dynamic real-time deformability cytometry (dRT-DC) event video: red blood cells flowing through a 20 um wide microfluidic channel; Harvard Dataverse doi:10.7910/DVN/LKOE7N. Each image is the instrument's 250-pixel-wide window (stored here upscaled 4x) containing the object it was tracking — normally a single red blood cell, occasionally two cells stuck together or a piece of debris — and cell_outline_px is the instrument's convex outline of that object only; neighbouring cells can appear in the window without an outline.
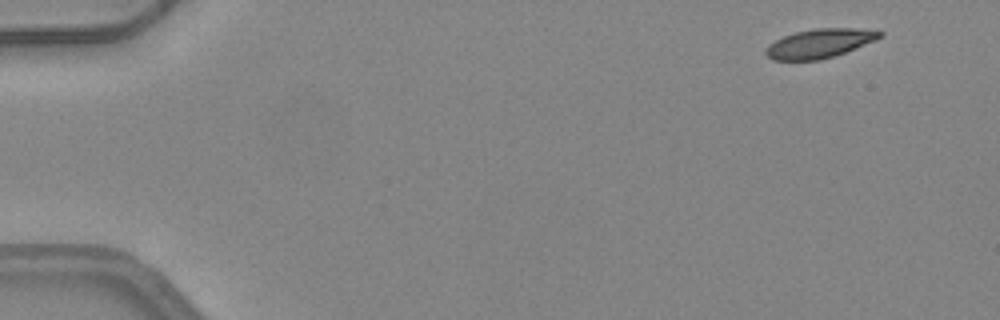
{"species": "common noctule bat (a hibernating species)", "species_latin": "Nyctalus noctula", "temperature_condition": "warm", "stored_images_in_passage": 47, "camera_frame_rate_fps": 3000, "um_per_image_px": 0.085, "animal": {"sex": "female", "body_mass_g": 24.6, "forearm_length_mm": 56.2}, "frame": {"image": 1, "passage_image": 1, "time_ms": 0.0, "image_size_px": [1000, 320], "cell_outline_px": [[884, 36], [876, 40], [844, 52], [820, 60], [772, 60], [764, 52], [768, 44], [784, 36], [796, 32], [816, 28], [852, 28], [884, 32]], "centroid_in_image_um": [69.65, 3.69], "position_along_channel_um": 15.4, "area_um2": 19.07}}
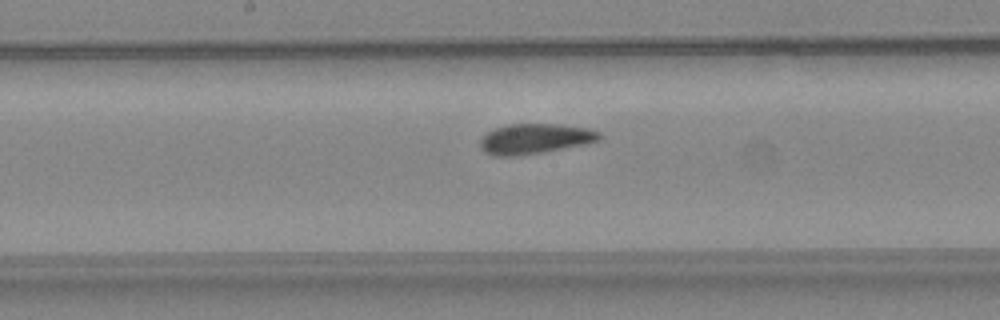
{"frame": {"image": 2, "passage_image": 24, "time_ms": 7.667, "image_size_px": [1000, 320], "cell_outline_px": [[604, 136], [600, 140], [584, 144], [544, 152], [516, 156], [492, 156], [484, 152], [480, 148], [480, 140], [488, 132], [496, 128], [508, 124], [560, 124], [588, 128], [600, 132]], "centroid_in_image_um": [45.48, 11.8], "position_along_channel_um": 202.7, "area_um2": 21.1}}
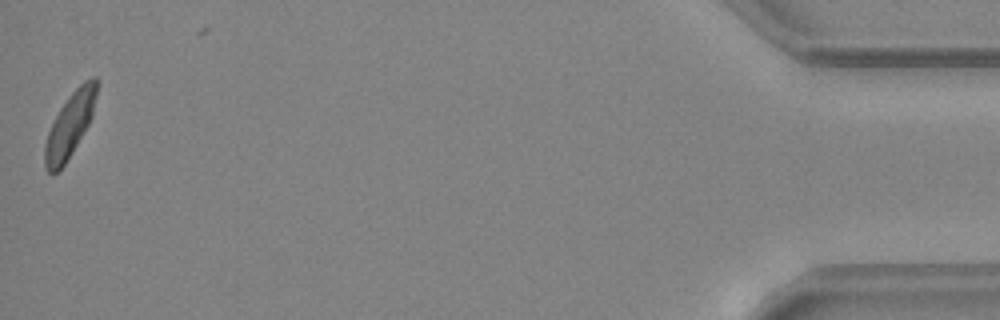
{"frame": {"image": 3, "passage_image": 47, "time_ms": 15.333, "image_size_px": [1000, 320], "cell_outline_px": [[96, 96], [92, 116], [88, 124], [72, 152], [60, 172], [52, 176], [44, 168], [44, 144], [48, 132], [60, 108], [68, 96], [84, 80], [92, 76], [96, 76]], "centroid_in_image_um": [5.9, 10.68], "position_along_channel_um": 429.3, "area_um2": 19.36}, "authors_computed_cell_mechanics": {"area_um2": 20.4034, "velocity_mm_per_s": 4.1609, "shape_relaxation_time_tau1_ms": 8.5909, "shape_relaxation_time_tau2_ms": 0.9912, "deformation_change_tau1": 0.1974, "deformation_change_tau2": 0.0596}}